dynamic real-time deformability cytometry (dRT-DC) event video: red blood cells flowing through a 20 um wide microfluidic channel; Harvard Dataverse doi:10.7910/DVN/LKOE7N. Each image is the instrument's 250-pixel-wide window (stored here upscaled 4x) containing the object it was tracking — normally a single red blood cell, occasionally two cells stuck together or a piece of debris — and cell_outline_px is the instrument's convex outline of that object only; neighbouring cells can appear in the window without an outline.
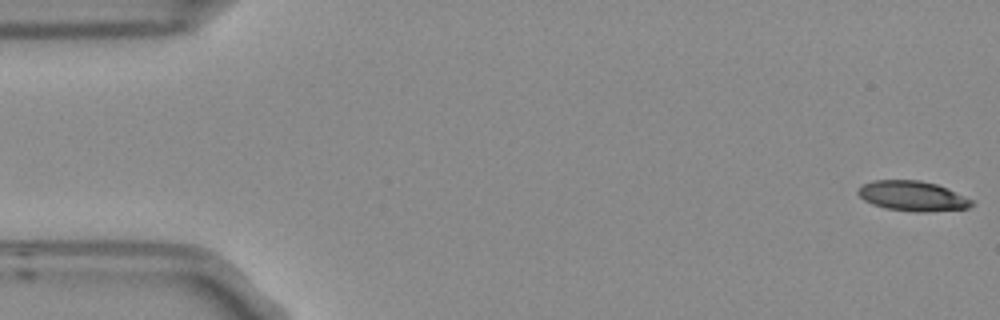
{"species": "Egyptian fruit bat (a non-hibernating species)", "species_latin": "Rousettus aegyptiacus", "temperature_condition": "room temperature", "stored_images_in_passage": 5, "camera_frame_rate_fps": 3000, "um_per_image_px": 0.085, "frame": {"image": 1, "passage_image": 1, "time_ms": 0.0, "image_size_px": [1000, 320], "cell_outline_px": [[972, 204], [968, 208], [928, 212], [912, 212], [884, 208], [872, 204], [864, 200], [856, 192], [864, 184], [872, 180], [920, 180], [936, 184], [972, 200]], "centroid_in_image_um": [77.52, 16.67], "position_along_channel_um": 7.5, "area_um2": 19.71}}
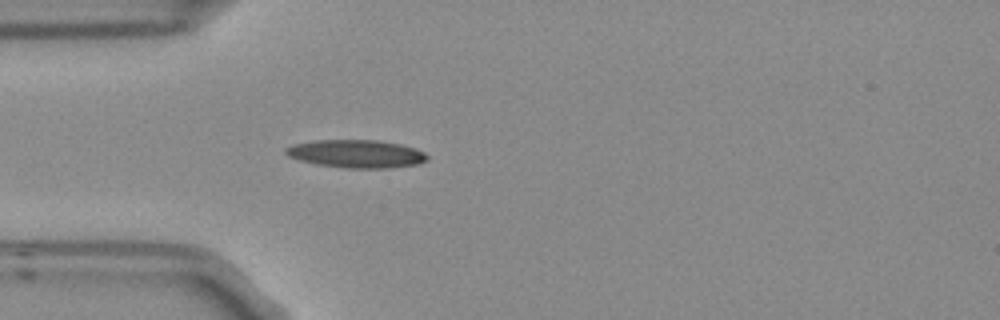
{"frame": {"image": 2, "passage_image": 5, "time_ms": 1.333, "image_size_px": [1000, 320], "cell_outline_px": [[428, 160], [420, 164], [388, 168], [348, 168], [316, 164], [300, 160], [288, 156], [284, 152], [284, 148], [292, 144], [316, 140], [380, 140], [400, 144], [416, 148], [424, 152], [428, 156]], "centroid_in_image_um": [30.3, 13.07], "position_along_channel_um": 54.7, "area_um2": 23.24}}